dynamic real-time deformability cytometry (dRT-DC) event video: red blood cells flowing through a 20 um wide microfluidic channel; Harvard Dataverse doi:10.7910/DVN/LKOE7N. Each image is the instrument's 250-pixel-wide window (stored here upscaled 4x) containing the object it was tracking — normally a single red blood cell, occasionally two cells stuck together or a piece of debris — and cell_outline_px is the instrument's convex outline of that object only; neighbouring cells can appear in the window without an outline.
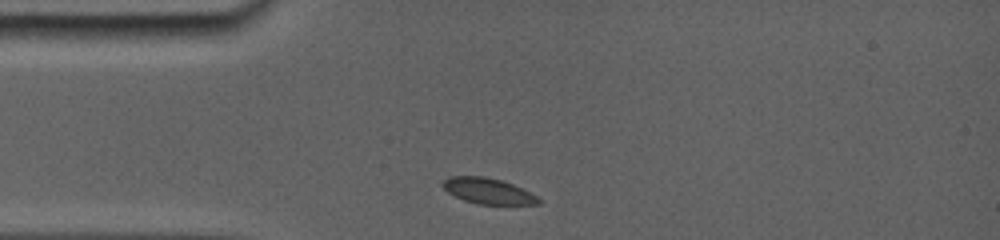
{"species": "common noctule bat (a hibernating species)", "species_latin": "Nyctalus noctula", "temperature_condition": "room temperature", "stored_images_in_passage": 29, "camera_frame_rate_fps": 5000, "um_per_image_px": 0.085, "animal": {"sex": "female", "body_mass_g": 19.0, "forearm_length_mm": 56.7}, "frame": {"image": 1, "passage_image": 1, "time_ms": 0.0, "image_size_px": [1000, 240], "cell_outline_px": [[540, 204], [476, 204], [464, 200], [448, 192], [440, 184], [448, 176], [484, 176], [500, 180], [512, 184], [536, 196], [540, 200]], "centroid_in_image_um": [41.43, 16.23], "position_along_channel_um": 43.6, "area_um2": 14.16}}
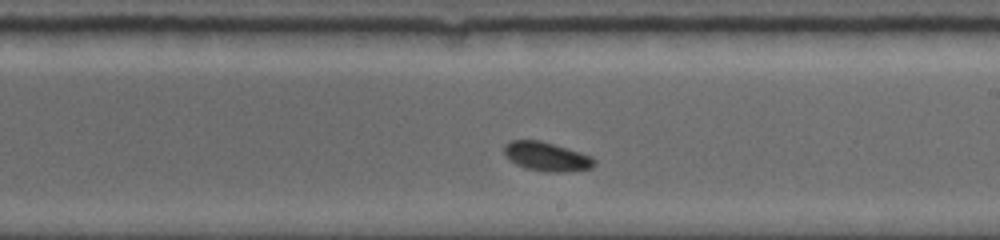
{"frame": {"image": 2, "passage_image": 17, "time_ms": 5.6, "image_size_px": [1000, 240], "cell_outline_px": [[596, 164], [592, 168], [564, 172], [544, 172], [524, 168], [516, 164], [504, 156], [504, 144], [512, 140], [540, 140], [580, 152], [592, 156], [596, 160]], "centroid_in_image_um": [46.46, 13.31], "position_along_channel_um": 242.5, "area_um2": 15.43}}
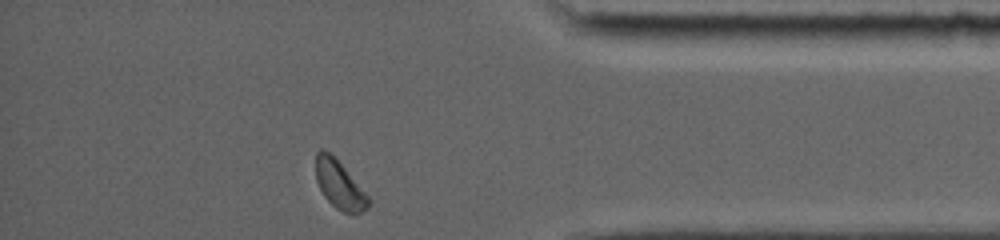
{"frame": {"image": 3, "passage_image": 29, "time_ms": 10.2, "image_size_px": [1000, 240], "cell_outline_px": [[372, 204], [368, 208], [352, 216], [336, 208], [324, 196], [316, 180], [316, 152], [328, 152], [344, 168], [372, 200]], "centroid_in_image_um": [28.9, 15.8], "position_along_channel_um": 406.3, "area_um2": 14.45}}